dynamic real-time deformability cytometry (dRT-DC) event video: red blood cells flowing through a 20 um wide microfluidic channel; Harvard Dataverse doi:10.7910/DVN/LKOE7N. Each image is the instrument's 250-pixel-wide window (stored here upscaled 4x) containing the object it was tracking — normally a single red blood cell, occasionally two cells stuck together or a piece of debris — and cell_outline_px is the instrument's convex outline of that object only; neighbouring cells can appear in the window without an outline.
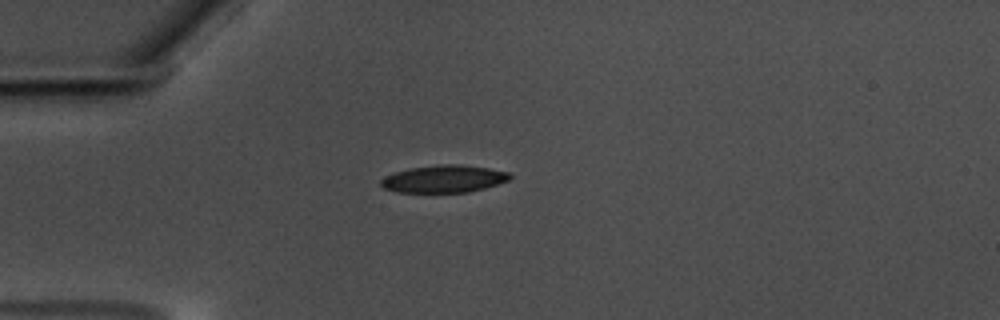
{"species": "common noctule bat (a hibernating species)", "species_latin": "Nyctalus noctula", "temperature_condition": "warm", "stored_images_in_passage": 30, "camera_frame_rate_fps": 3000, "um_per_image_px": 0.085, "animal": {"sex": "male", "body_mass_g": 17.5, "forearm_length_mm": 52.3}, "frame": {"image": 1, "passage_image": 1, "time_ms": 0.0, "image_size_px": [1000, 320], "cell_outline_px": [[512, 176], [508, 180], [484, 188], [468, 192], [396, 192], [384, 188], [380, 184], [380, 180], [384, 176], [408, 168], [440, 164], [460, 164], [488, 168], [508, 172]], "centroid_in_image_um": [37.7, 15.2], "position_along_channel_um": 47.3, "area_um2": 20.52}}
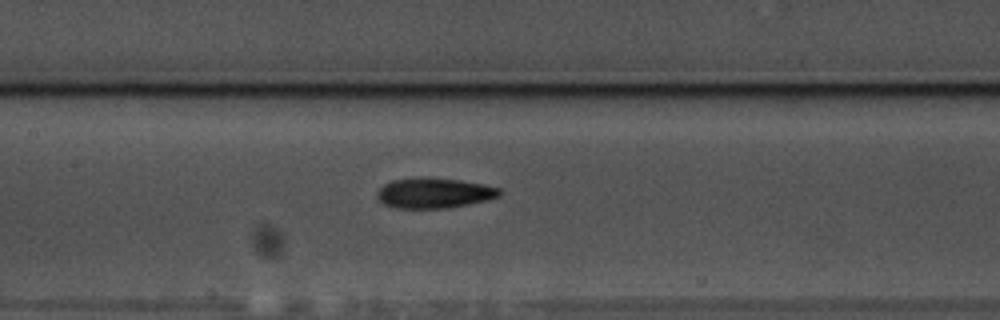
{"frame": {"image": 2, "passage_image": 13, "time_ms": 4.0, "image_size_px": [1000, 320], "cell_outline_px": [[500, 196], [488, 200], [448, 208], [396, 208], [384, 204], [376, 196], [376, 192], [384, 184], [392, 180], [420, 176], [428, 176], [460, 180], [484, 184], [500, 188]], "centroid_in_image_um": [36.89, 16.39], "position_along_channel_um": 170.5, "area_um2": 21.91}}
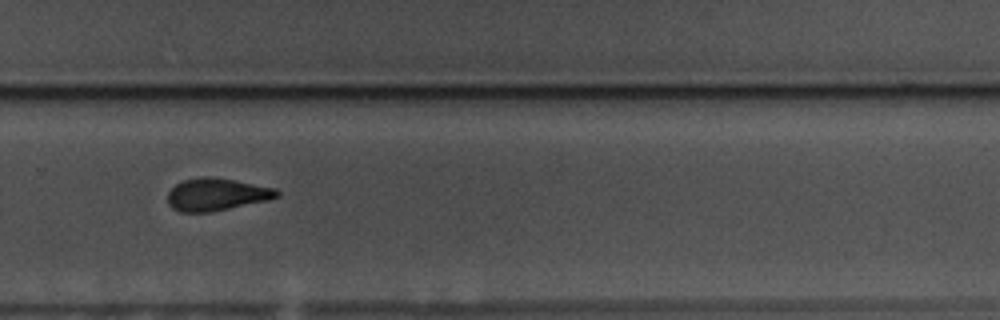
{"frame": {"image": 3, "passage_image": 25, "time_ms": 8.0, "image_size_px": [1000, 320], "cell_outline_px": [[280, 196], [268, 200], [212, 212], [180, 212], [172, 208], [168, 204], [168, 192], [176, 184], [184, 180], [232, 180], [276, 188], [280, 192]], "centroid_in_image_um": [18.44, 16.59], "position_along_channel_um": 311.4, "area_um2": 19.83}, "authors_computed_cell_mechanics": {"area_um2": 21.2415, "velocity_mm_per_s": 3.5275, "shape_relaxation_time_tau1_ms": 3.033, "shape_relaxation_time_tau2_ms": 3.892, "deformation_change_tau1": 0.1336, "deformation_change_tau2": 0.1244}}